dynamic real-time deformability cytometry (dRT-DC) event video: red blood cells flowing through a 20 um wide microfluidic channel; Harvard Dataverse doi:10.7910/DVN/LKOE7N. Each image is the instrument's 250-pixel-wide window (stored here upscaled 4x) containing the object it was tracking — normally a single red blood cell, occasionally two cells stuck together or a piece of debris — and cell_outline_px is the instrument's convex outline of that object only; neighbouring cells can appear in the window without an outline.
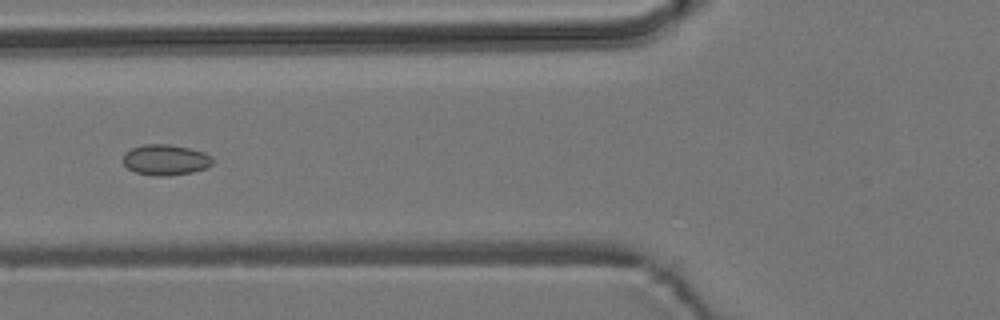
{"species": "common noctule bat (a hibernating species)", "species_latin": "Nyctalus noctula", "temperature_condition": "room temperature", "stored_images_in_passage": 7, "camera_frame_rate_fps": 3000, "um_per_image_px": 0.085, "animal": {"sex": "male", "body_mass_g": 19.2, "forearm_length_mm": 51.8}, "frame": {"image": 1, "passage_image": 5, "time_ms": 4.667, "image_size_px": [1000, 320], "cell_outline_px": [[216, 160], [212, 164], [204, 168], [192, 172], [168, 176], [156, 176], [136, 172], [128, 168], [124, 164], [124, 152], [132, 148], [144, 144], [168, 144], [188, 148], [204, 152], [212, 156]], "centroid_in_image_um": [14.09, 13.58], "position_along_channel_um": 111.7, "area_um2": 16.01}}
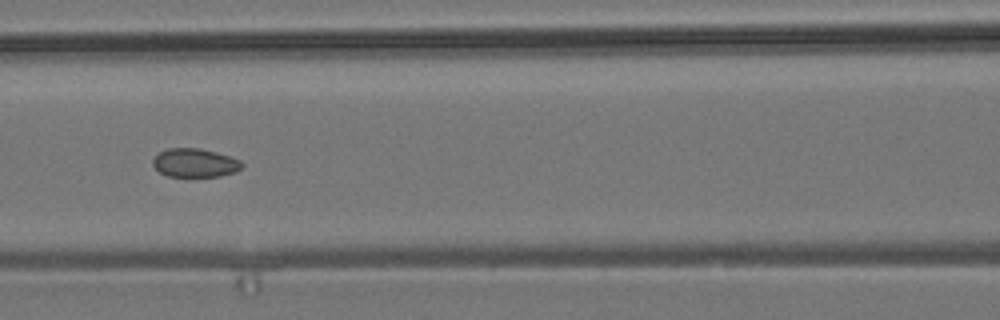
{"frame": {"image": 2, "passage_image": 6, "time_ms": 5.667, "image_size_px": [1000, 320], "cell_outline_px": [[244, 164], [236, 172], [220, 176], [168, 176], [160, 172], [152, 164], [152, 160], [160, 152], [168, 148], [200, 148], [216, 152], [240, 160]], "centroid_in_image_um": [16.57, 13.84], "position_along_channel_um": 150.0, "area_um2": 14.74}}
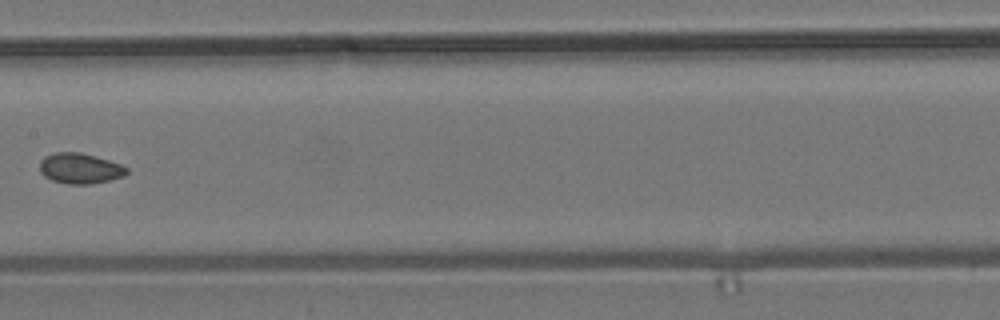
{"frame": {"image": 3, "passage_image": 7, "time_ms": 7.0, "image_size_px": [1000, 320], "cell_outline_px": [[128, 172], [124, 176], [92, 184], [68, 184], [52, 180], [44, 176], [40, 172], [40, 160], [44, 156], [56, 152], [80, 152], [108, 160], [120, 164], [128, 168]], "centroid_in_image_um": [6.78, 14.31], "position_along_channel_um": 200.6, "area_um2": 15.43}}